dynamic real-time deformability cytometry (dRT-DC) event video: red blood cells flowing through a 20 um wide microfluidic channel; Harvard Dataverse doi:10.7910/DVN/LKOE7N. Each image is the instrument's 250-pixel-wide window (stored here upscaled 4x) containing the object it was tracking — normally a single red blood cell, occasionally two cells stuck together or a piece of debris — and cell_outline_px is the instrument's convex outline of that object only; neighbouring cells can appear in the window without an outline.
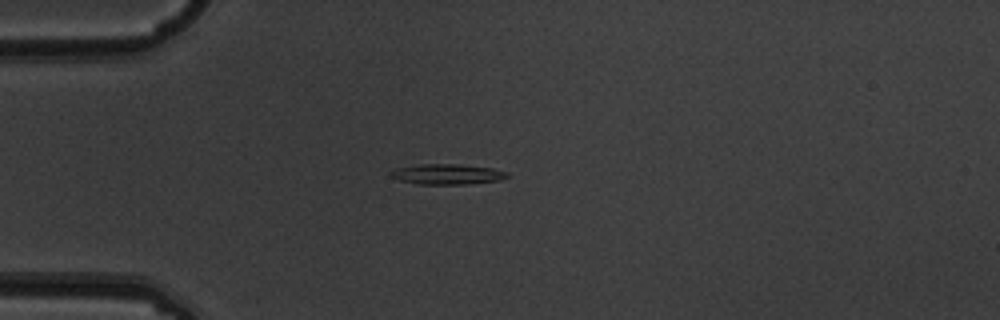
{"species": "common noctule bat (a hibernating species)", "species_latin": "Nyctalus noctula", "temperature_condition": "warm", "stored_images_in_passage": 7, "camera_frame_rate_fps": 3000, "um_per_image_px": 0.085, "animal": {"sex": "male", "body_mass_g": 19.5, "forearm_length_mm": 54.6}, "frame": {"image": 1, "passage_image": 3, "time_ms": 0.667, "image_size_px": [1000, 320], "cell_outline_px": [[508, 176], [500, 180], [468, 184], [420, 184], [400, 180], [388, 176], [388, 172], [396, 168], [420, 164], [456, 164], [492, 168], [508, 172]], "centroid_in_image_um": [37.98, 14.8], "position_along_channel_um": 47.0, "area_um2": 13.81}}
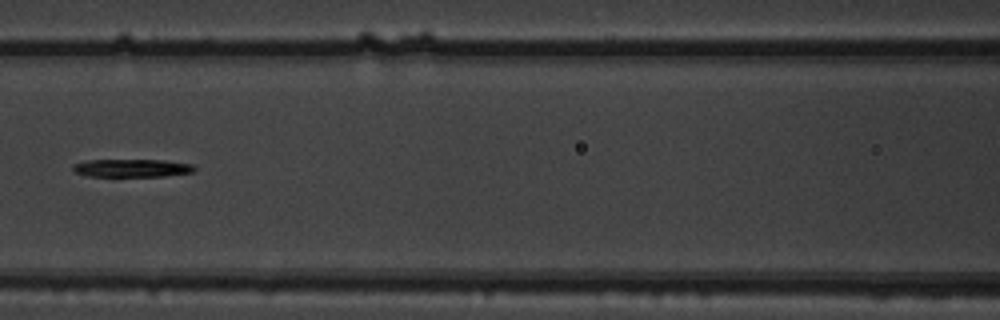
{"frame": {"image": 2, "passage_image": 6, "time_ms": 1.667, "image_size_px": [1000, 320], "cell_outline_px": [[196, 168], [192, 172], [164, 176], [88, 176], [76, 172], [72, 168], [72, 164], [88, 160], [164, 160], [192, 164]], "centroid_in_image_um": [11.21, 14.28], "position_along_channel_um": 155.4, "area_um2": 12.6}}
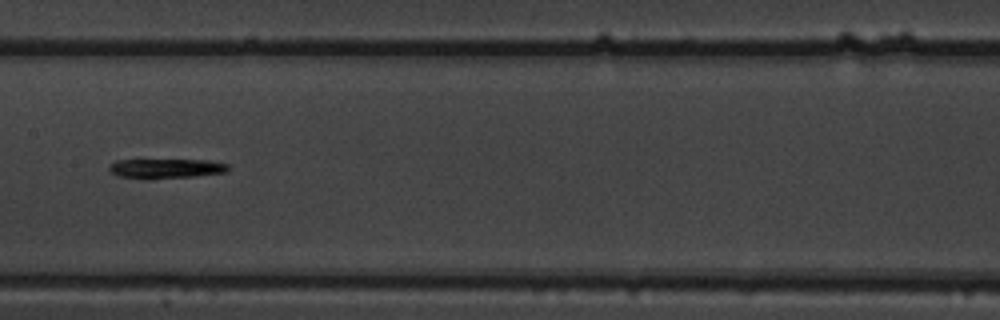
{"frame": {"image": 3, "passage_image": 7, "time_ms": 2.0, "image_size_px": [1000, 320], "cell_outline_px": [[228, 172], [192, 176], [148, 180], [116, 176], [108, 168], [116, 160], [208, 160], [228, 164]], "centroid_in_image_um": [14.08, 14.33], "position_along_channel_um": 193.3, "area_um2": 13.7}}